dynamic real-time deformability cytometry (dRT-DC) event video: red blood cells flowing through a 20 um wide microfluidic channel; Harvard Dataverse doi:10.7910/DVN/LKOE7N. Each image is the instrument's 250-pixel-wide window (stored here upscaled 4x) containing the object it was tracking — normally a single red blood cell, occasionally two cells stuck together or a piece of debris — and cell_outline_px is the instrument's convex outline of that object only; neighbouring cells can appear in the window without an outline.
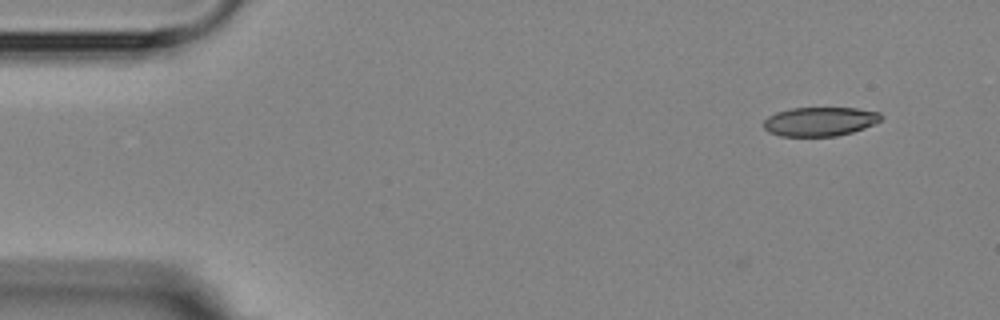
{"species": "Egyptian fruit bat (a non-hibernating species)", "species_latin": "Rousettus aegyptiacus", "temperature_condition": "room temperature", "stored_images_in_passage": 3, "camera_frame_rate_fps": 3000, "um_per_image_px": 0.085, "animal": {"sex": "female"}, "frame": {"image": 1, "passage_image": 1, "time_ms": 0.0, "image_size_px": [1000, 320], "cell_outline_px": [[884, 116], [876, 124], [852, 132], [836, 136], [780, 136], [768, 132], [764, 128], [764, 120], [768, 116], [776, 112], [792, 108], [856, 108], [880, 112]], "centroid_in_image_um": [69.71, 10.33], "position_along_channel_um": 15.3, "area_um2": 20.0}}